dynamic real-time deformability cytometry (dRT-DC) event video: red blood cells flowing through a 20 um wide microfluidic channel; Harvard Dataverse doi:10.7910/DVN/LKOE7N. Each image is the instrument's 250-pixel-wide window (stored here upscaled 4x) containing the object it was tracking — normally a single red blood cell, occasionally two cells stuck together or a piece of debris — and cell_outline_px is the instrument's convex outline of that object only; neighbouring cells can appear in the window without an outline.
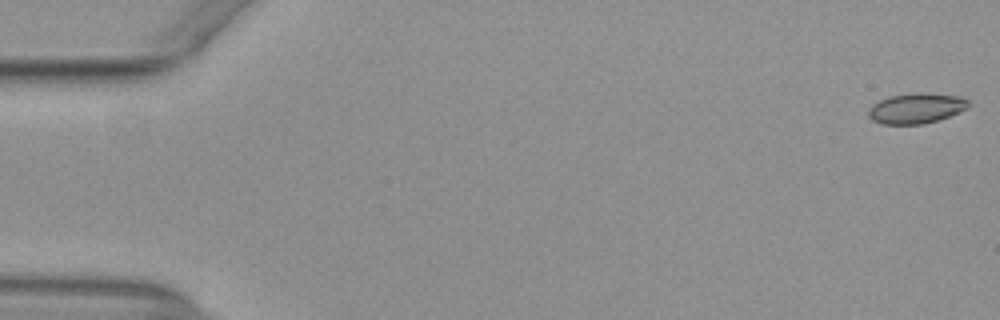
{"species": "common noctule bat (a hibernating species)", "species_latin": "Nyctalus noctula", "temperature_condition": "warm", "stored_images_in_passage": 53, "camera_frame_rate_fps": 3000, "um_per_image_px": 0.085, "animal": {"sex": "female", "body_mass_g": 29.2, "forearm_length_mm": 56.3}, "frame": {"image": 1, "passage_image": 1, "time_ms": 0.0, "image_size_px": [1000, 320], "cell_outline_px": [[972, 104], [968, 108], [960, 112], [924, 124], [880, 124], [872, 120], [868, 116], [868, 108], [872, 104], [888, 96], [916, 92], [924, 92], [964, 96]], "centroid_in_image_um": [77.9, 9.18], "position_along_channel_um": 7.1, "area_um2": 18.09}}
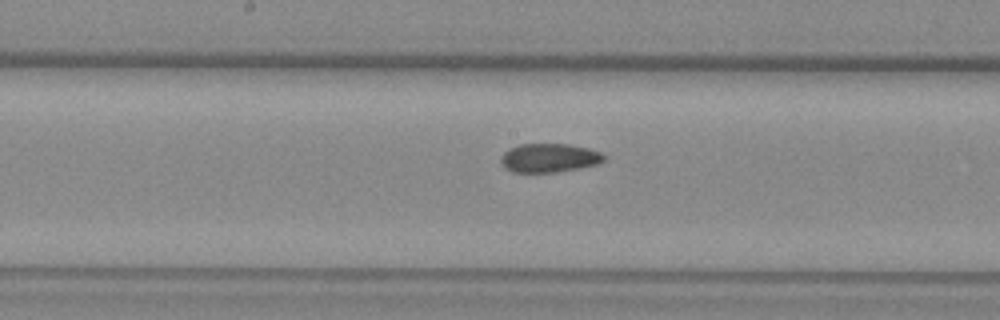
{"frame": {"image": 2, "passage_image": 28, "time_ms": 9.0, "image_size_px": [1000, 320], "cell_outline_px": [[604, 160], [596, 164], [580, 168], [556, 172], [512, 172], [504, 168], [500, 160], [500, 156], [504, 152], [520, 144], [568, 144], [588, 148], [600, 152], [604, 156]], "centroid_in_image_um": [46.65, 13.42], "position_along_channel_um": 201.5, "area_um2": 17.22}}
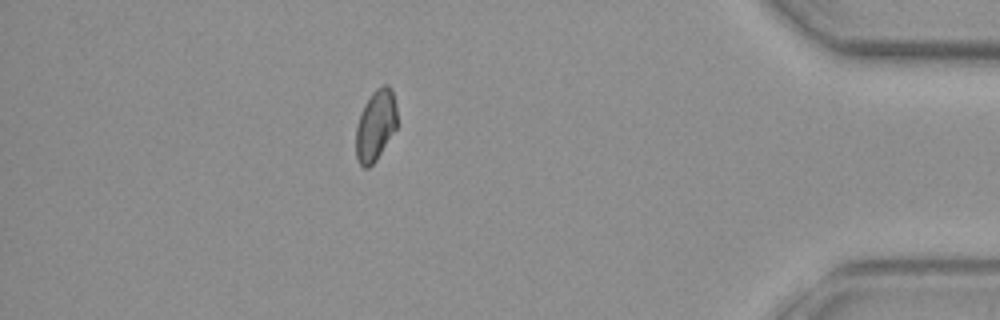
{"frame": {"image": 3, "passage_image": 47, "time_ms": 15.333, "image_size_px": [1000, 320], "cell_outline_px": [[396, 128], [376, 160], [368, 168], [364, 168], [360, 164], [356, 156], [356, 128], [360, 112], [364, 104], [372, 92], [376, 88], [384, 84], [388, 84], [392, 88], [396, 104]], "centroid_in_image_um": [31.92, 10.62], "position_along_channel_um": 403.3, "area_um2": 17.05}, "authors_computed_cell_mechanics": {"area_um2": 17.7446, "velocity_mm_per_s": 3.9251, "shape_relaxation_time_tau1_ms": null, "shape_relaxation_time_tau2_ms": 2.1832, "deformation_change_tau1": null, "deformation_change_tau2": 0.0478}}